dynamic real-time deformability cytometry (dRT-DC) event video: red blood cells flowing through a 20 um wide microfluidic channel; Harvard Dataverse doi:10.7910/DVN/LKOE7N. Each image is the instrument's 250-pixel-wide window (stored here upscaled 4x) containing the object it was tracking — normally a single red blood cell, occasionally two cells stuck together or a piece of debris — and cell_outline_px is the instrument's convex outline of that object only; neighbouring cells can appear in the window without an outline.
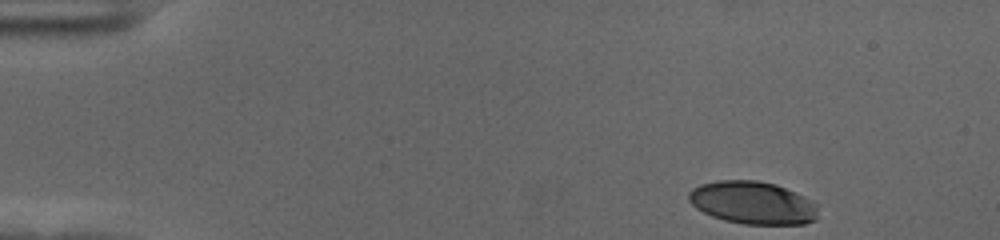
{"species": "human", "species_latin": "Homo sapiens", "temperature_condition": "cold", "stored_images_in_passage": 45, "camera_frame_rate_fps": 3000, "um_per_image_px": 0.085, "donor": {"sex": "female"}, "frame": {"image": 1, "passage_image": 1, "time_ms": 0.0, "image_size_px": [1000, 240], "cell_outline_px": [[816, 220], [804, 224], [744, 224], [724, 220], [712, 216], [696, 208], [688, 200], [688, 192], [692, 188], [700, 184], [720, 180], [756, 180], [776, 184], [804, 196], [812, 200], [816, 204]], "centroid_in_image_um": [63.96, 17.23], "position_along_channel_um": 21.0, "area_um2": 32.25}}
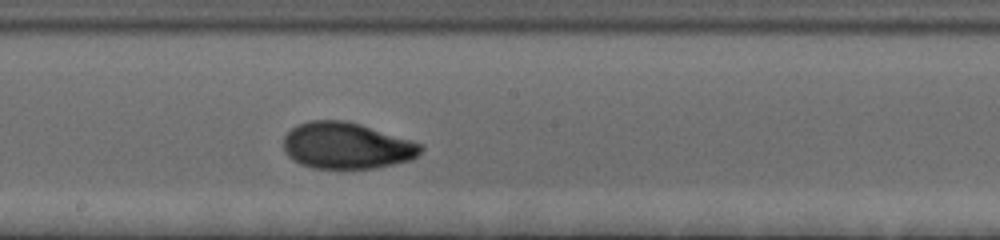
{"frame": {"image": 2, "passage_image": 26, "time_ms": 8.333, "image_size_px": [1000, 240], "cell_outline_px": [[424, 148], [412, 160], [376, 168], [312, 168], [300, 164], [292, 160], [288, 156], [284, 148], [284, 136], [296, 124], [308, 120], [344, 120], [360, 124], [412, 140], [424, 144]], "centroid_in_image_um": [29.46, 12.38], "position_along_channel_um": 218.7, "area_um2": 37.34}}
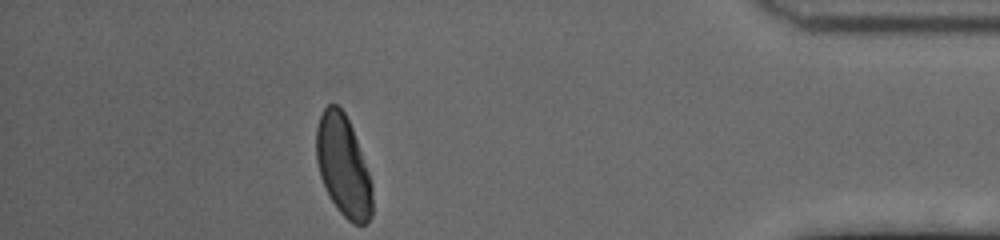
{"frame": {"image": 3, "passage_image": 45, "time_ms": 14.667, "image_size_px": [1000, 240], "cell_outline_px": [[372, 216], [368, 224], [352, 224], [336, 208], [328, 196], [320, 176], [316, 160], [316, 128], [320, 116], [324, 108], [328, 104], [336, 104], [344, 112], [352, 128], [368, 172], [372, 184]], "centroid_in_image_um": [29.16, 14.15], "position_along_channel_um": 406.0, "area_um2": 33.0}, "authors_computed_cell_mechanics": {"area_um2": 35.836, "velocity_mm_per_s": 3.6037, "shape_relaxation_time_tau1_ms": 3.9635, "shape_relaxation_time_tau2_ms": 1.314, "deformation_change_tau1": 0.1751, "deformation_change_tau2": 0.0408}}